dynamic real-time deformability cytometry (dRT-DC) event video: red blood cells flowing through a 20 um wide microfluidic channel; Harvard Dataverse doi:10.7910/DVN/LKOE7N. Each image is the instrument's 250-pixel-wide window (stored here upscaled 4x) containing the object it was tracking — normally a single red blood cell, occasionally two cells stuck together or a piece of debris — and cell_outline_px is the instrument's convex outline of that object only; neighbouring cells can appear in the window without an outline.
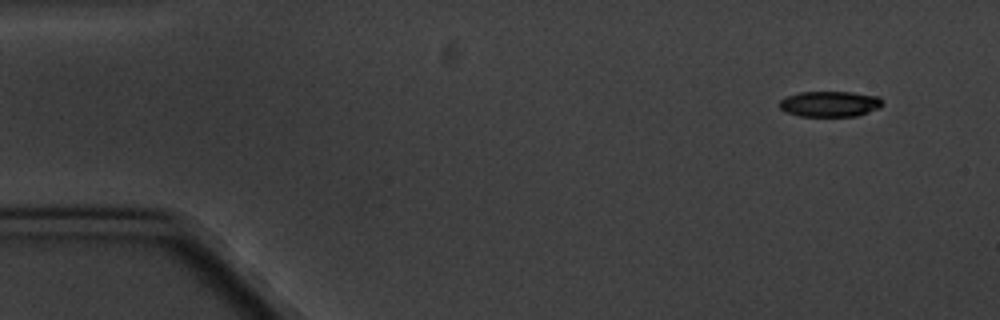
{"species": "common noctule bat (a hibernating species)", "species_latin": "Nyctalus noctula", "temperature_condition": "cold", "stored_images_in_passage": 4, "camera_frame_rate_fps": 3000, "um_per_image_px": 0.085, "animal": {"sex": "male", "body_mass_g": 20.1, "forearm_length_mm": 53.5}, "frame": {"image": 1, "passage_image": 1, "time_ms": 0.0, "image_size_px": [1000, 320], "cell_outline_px": [[884, 104], [880, 108], [856, 116], [800, 116], [784, 112], [780, 108], [780, 100], [788, 96], [800, 92], [852, 92], [880, 96]], "centroid_in_image_um": [70.57, 8.83], "position_along_channel_um": 14.4, "area_um2": 15.49}}